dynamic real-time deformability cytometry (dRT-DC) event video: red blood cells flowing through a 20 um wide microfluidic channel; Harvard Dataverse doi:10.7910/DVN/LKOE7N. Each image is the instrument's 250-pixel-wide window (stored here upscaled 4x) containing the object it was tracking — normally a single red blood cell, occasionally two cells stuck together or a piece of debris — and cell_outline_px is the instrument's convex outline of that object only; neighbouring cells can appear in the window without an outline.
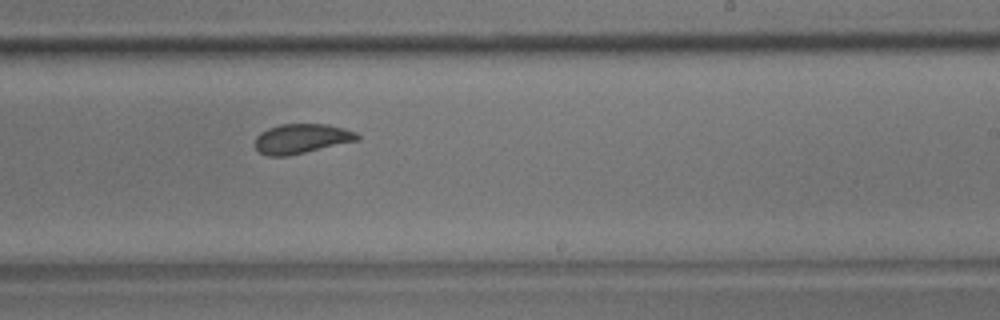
{"species": "common noctule bat (a hibernating species)", "species_latin": "Nyctalus noctula", "temperature_condition": "room temperature", "stored_images_in_passage": 10, "camera_frame_rate_fps": 3000, "um_per_image_px": 0.085, "animal": {"sex": "male", "body_mass_g": 17.9}, "frame": {"image": 1, "passage_image": 10, "time_ms": 11.0, "image_size_px": [1000, 320], "cell_outline_px": [[360, 140], [288, 156], [268, 156], [260, 152], [256, 148], [256, 136], [260, 132], [268, 128], [280, 124], [328, 124], [344, 128], [356, 132], [360, 136]], "centroid_in_image_um": [25.65, 11.78], "position_along_channel_um": 263.3, "area_um2": 17.74}}